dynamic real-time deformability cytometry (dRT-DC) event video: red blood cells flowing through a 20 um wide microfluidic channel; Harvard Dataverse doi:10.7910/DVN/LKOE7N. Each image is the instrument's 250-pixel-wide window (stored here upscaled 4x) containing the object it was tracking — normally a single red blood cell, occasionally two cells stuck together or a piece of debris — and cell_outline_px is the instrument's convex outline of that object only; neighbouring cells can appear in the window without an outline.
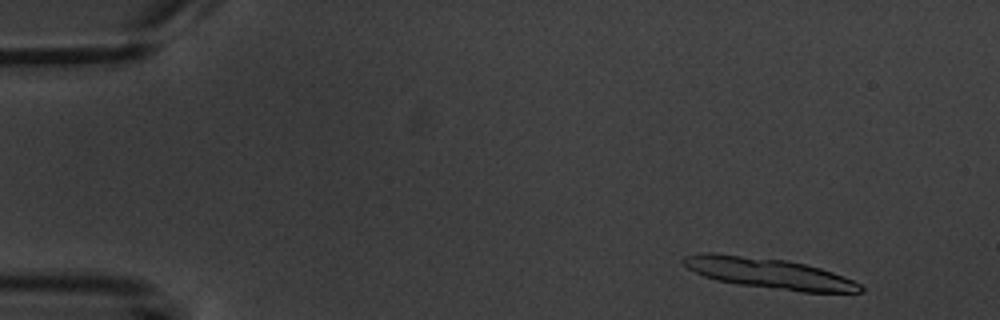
{"species": "common noctule bat (a hibernating species)", "species_latin": "Nyctalus noctula", "temperature_condition": "warm", "stored_images_in_passage": 14, "camera_frame_rate_fps": 3000, "um_per_image_px": 0.085, "animal": {"sex": "male", "body_mass_g": 20.1, "forearm_length_mm": 53.5}, "frame": {"image": 1, "passage_image": 1, "time_ms": 0.0, "image_size_px": [1000, 320], "cell_outline_px": [[864, 292], [800, 292], [736, 284], [716, 280], [704, 276], [688, 268], [680, 260], [684, 256], [696, 252], [712, 252], [784, 260], [804, 264], [820, 268], [844, 276], [860, 284], [864, 288]], "centroid_in_image_um": [65.32, 23.23], "position_along_channel_um": 19.7, "area_um2": 31.56}}
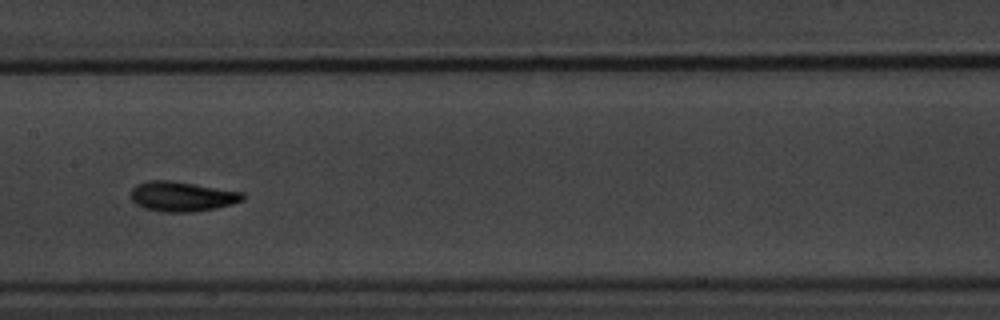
{"frame": {"image": 2, "passage_image": 7, "time_ms": 8.0, "image_size_px": [1000, 320], "cell_outline_px": [[244, 200], [232, 204], [216, 208], [192, 212], [164, 212], [144, 208], [136, 204], [132, 200], [132, 188], [136, 184], [148, 180], [172, 180], [244, 192]], "centroid_in_image_um": [15.48, 16.69], "position_along_channel_um": 191.9, "area_um2": 19.59}}
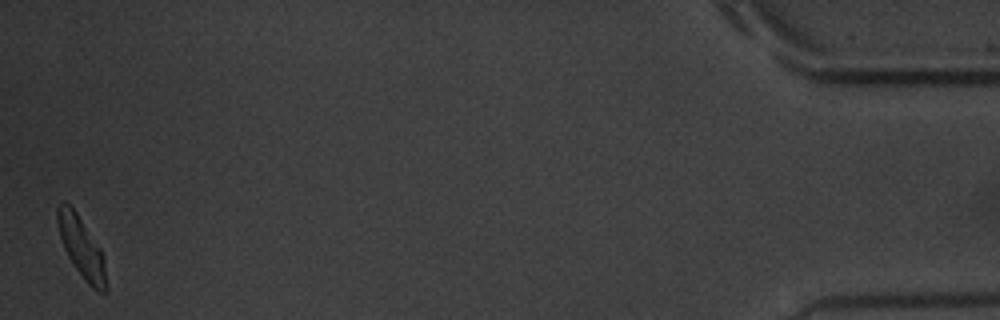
{"frame": {"image": 3, "passage_image": 14, "time_ms": 17.0, "image_size_px": [1000, 320], "cell_outline_px": [[108, 292], [96, 292], [84, 280], [72, 264], [64, 248], [60, 236], [56, 220], [56, 208], [64, 200], [76, 212], [100, 248], [104, 256], [108, 288]], "centroid_in_image_um": [6.95, 21.09], "position_along_channel_um": 428.3, "area_um2": 17.4}, "authors_computed_cell_mechanics": {"area_um2": 18.1203, "velocity_mm_per_s": 3.6, "shape_relaxation_time_tau1_ms": 1.3601, "shape_relaxation_time_tau2_ms": 1.7008, "deformation_change_tau1": 0.1112, "deformation_change_tau2": 0.0544}}